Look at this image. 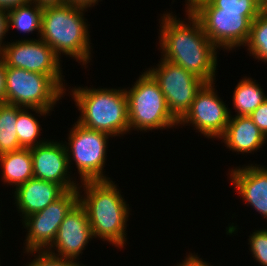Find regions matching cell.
<instances>
[{
	"mask_svg": "<svg viewBox=\"0 0 267 266\" xmlns=\"http://www.w3.org/2000/svg\"><path fill=\"white\" fill-rule=\"evenodd\" d=\"M186 12L190 24L172 13L161 17V57L188 70L205 83L215 82L217 47L204 33L201 23L191 12Z\"/></svg>",
	"mask_w": 267,
	"mask_h": 266,
	"instance_id": "6da1fadb",
	"label": "cell"
},
{
	"mask_svg": "<svg viewBox=\"0 0 267 266\" xmlns=\"http://www.w3.org/2000/svg\"><path fill=\"white\" fill-rule=\"evenodd\" d=\"M78 186L79 203L85 208L94 238H101L118 248L126 244L129 204L112 180L84 181ZM85 191L80 195V188ZM128 205V206H127Z\"/></svg>",
	"mask_w": 267,
	"mask_h": 266,
	"instance_id": "7a4b0ae2",
	"label": "cell"
},
{
	"mask_svg": "<svg viewBox=\"0 0 267 266\" xmlns=\"http://www.w3.org/2000/svg\"><path fill=\"white\" fill-rule=\"evenodd\" d=\"M86 9L69 3L43 8L39 37L58 57L61 53L69 55L82 65L91 57L88 24L83 17Z\"/></svg>",
	"mask_w": 267,
	"mask_h": 266,
	"instance_id": "3957f363",
	"label": "cell"
},
{
	"mask_svg": "<svg viewBox=\"0 0 267 266\" xmlns=\"http://www.w3.org/2000/svg\"><path fill=\"white\" fill-rule=\"evenodd\" d=\"M71 90L75 105L81 112L76 123L105 132L110 137L130 131L125 89L77 87Z\"/></svg>",
	"mask_w": 267,
	"mask_h": 266,
	"instance_id": "277c9868",
	"label": "cell"
},
{
	"mask_svg": "<svg viewBox=\"0 0 267 266\" xmlns=\"http://www.w3.org/2000/svg\"><path fill=\"white\" fill-rule=\"evenodd\" d=\"M128 100L130 130H156L178 126V120L168 109L158 82L145 71L130 90L125 89Z\"/></svg>",
	"mask_w": 267,
	"mask_h": 266,
	"instance_id": "5b68a950",
	"label": "cell"
},
{
	"mask_svg": "<svg viewBox=\"0 0 267 266\" xmlns=\"http://www.w3.org/2000/svg\"><path fill=\"white\" fill-rule=\"evenodd\" d=\"M64 91L50 76L6 67V103L52 111Z\"/></svg>",
	"mask_w": 267,
	"mask_h": 266,
	"instance_id": "8992f818",
	"label": "cell"
},
{
	"mask_svg": "<svg viewBox=\"0 0 267 266\" xmlns=\"http://www.w3.org/2000/svg\"><path fill=\"white\" fill-rule=\"evenodd\" d=\"M75 124V125H74ZM69 131V140L65 141L68 164L75 161L81 182L110 180L103 175L105 167L107 139L109 134L88 129L79 123H74Z\"/></svg>",
	"mask_w": 267,
	"mask_h": 266,
	"instance_id": "52a82bcc",
	"label": "cell"
},
{
	"mask_svg": "<svg viewBox=\"0 0 267 266\" xmlns=\"http://www.w3.org/2000/svg\"><path fill=\"white\" fill-rule=\"evenodd\" d=\"M189 12L217 48L228 51L247 43L252 22L241 12H220L209 0L197 3Z\"/></svg>",
	"mask_w": 267,
	"mask_h": 266,
	"instance_id": "ba28073f",
	"label": "cell"
},
{
	"mask_svg": "<svg viewBox=\"0 0 267 266\" xmlns=\"http://www.w3.org/2000/svg\"><path fill=\"white\" fill-rule=\"evenodd\" d=\"M5 67L25 69L50 76L64 91L60 58L40 38L8 42L0 53Z\"/></svg>",
	"mask_w": 267,
	"mask_h": 266,
	"instance_id": "9c48e42d",
	"label": "cell"
},
{
	"mask_svg": "<svg viewBox=\"0 0 267 266\" xmlns=\"http://www.w3.org/2000/svg\"><path fill=\"white\" fill-rule=\"evenodd\" d=\"M157 66L147 71L158 82L169 111L179 120L189 109L196 93L205 82L188 70L163 58Z\"/></svg>",
	"mask_w": 267,
	"mask_h": 266,
	"instance_id": "30bf717a",
	"label": "cell"
},
{
	"mask_svg": "<svg viewBox=\"0 0 267 266\" xmlns=\"http://www.w3.org/2000/svg\"><path fill=\"white\" fill-rule=\"evenodd\" d=\"M78 196V189L68 190L43 210L23 219L24 228L29 230L24 243L25 252L46 251L53 244L60 224L78 202Z\"/></svg>",
	"mask_w": 267,
	"mask_h": 266,
	"instance_id": "8fae6325",
	"label": "cell"
},
{
	"mask_svg": "<svg viewBox=\"0 0 267 266\" xmlns=\"http://www.w3.org/2000/svg\"><path fill=\"white\" fill-rule=\"evenodd\" d=\"M215 83H205L196 93L186 113L178 120V125L192 124L195 130L206 138H220L226 131L230 119V109L216 95Z\"/></svg>",
	"mask_w": 267,
	"mask_h": 266,
	"instance_id": "7c38bea8",
	"label": "cell"
},
{
	"mask_svg": "<svg viewBox=\"0 0 267 266\" xmlns=\"http://www.w3.org/2000/svg\"><path fill=\"white\" fill-rule=\"evenodd\" d=\"M92 238L94 236L86 210L78 201L65 215L53 244L46 251L61 258L76 260ZM53 248L57 254L51 250Z\"/></svg>",
	"mask_w": 267,
	"mask_h": 266,
	"instance_id": "4fadbf2b",
	"label": "cell"
},
{
	"mask_svg": "<svg viewBox=\"0 0 267 266\" xmlns=\"http://www.w3.org/2000/svg\"><path fill=\"white\" fill-rule=\"evenodd\" d=\"M34 178L51 181L61 185L66 191L78 189L79 183L71 181V168L65 144L47 140L45 143L30 148ZM69 175V176H68Z\"/></svg>",
	"mask_w": 267,
	"mask_h": 266,
	"instance_id": "5bb4252c",
	"label": "cell"
},
{
	"mask_svg": "<svg viewBox=\"0 0 267 266\" xmlns=\"http://www.w3.org/2000/svg\"><path fill=\"white\" fill-rule=\"evenodd\" d=\"M236 168L229 173L234 188L245 204H250L267 219V168L257 164Z\"/></svg>",
	"mask_w": 267,
	"mask_h": 266,
	"instance_id": "9a60e30c",
	"label": "cell"
},
{
	"mask_svg": "<svg viewBox=\"0 0 267 266\" xmlns=\"http://www.w3.org/2000/svg\"><path fill=\"white\" fill-rule=\"evenodd\" d=\"M15 203L22 219L46 208L60 198L66 190L59 184L31 178L15 188Z\"/></svg>",
	"mask_w": 267,
	"mask_h": 266,
	"instance_id": "2e32d148",
	"label": "cell"
},
{
	"mask_svg": "<svg viewBox=\"0 0 267 266\" xmlns=\"http://www.w3.org/2000/svg\"><path fill=\"white\" fill-rule=\"evenodd\" d=\"M219 139H223L228 149L244 154L256 152L267 138L249 116H230L226 131Z\"/></svg>",
	"mask_w": 267,
	"mask_h": 266,
	"instance_id": "e0dca14e",
	"label": "cell"
},
{
	"mask_svg": "<svg viewBox=\"0 0 267 266\" xmlns=\"http://www.w3.org/2000/svg\"><path fill=\"white\" fill-rule=\"evenodd\" d=\"M2 180L16 188L34 177L32 155L29 148L8 152L0 155Z\"/></svg>",
	"mask_w": 267,
	"mask_h": 266,
	"instance_id": "ac0fdd59",
	"label": "cell"
},
{
	"mask_svg": "<svg viewBox=\"0 0 267 266\" xmlns=\"http://www.w3.org/2000/svg\"><path fill=\"white\" fill-rule=\"evenodd\" d=\"M263 91L252 78H243L238 82L232 97V103L237 112L235 116H250L267 99Z\"/></svg>",
	"mask_w": 267,
	"mask_h": 266,
	"instance_id": "d6986e66",
	"label": "cell"
},
{
	"mask_svg": "<svg viewBox=\"0 0 267 266\" xmlns=\"http://www.w3.org/2000/svg\"><path fill=\"white\" fill-rule=\"evenodd\" d=\"M28 109L36 112L37 114H40L41 116L48 114L49 111L39 108H24L18 106V120L16 123L17 137L22 148L30 149L37 145L45 143L46 140L42 139L40 141L39 136L41 133V125L39 124V121L34 117V114L32 116V113L28 112ZM37 138L39 140H37Z\"/></svg>",
	"mask_w": 267,
	"mask_h": 266,
	"instance_id": "ffe728a7",
	"label": "cell"
},
{
	"mask_svg": "<svg viewBox=\"0 0 267 266\" xmlns=\"http://www.w3.org/2000/svg\"><path fill=\"white\" fill-rule=\"evenodd\" d=\"M18 106L0 103V155L21 149L16 131Z\"/></svg>",
	"mask_w": 267,
	"mask_h": 266,
	"instance_id": "44dd1931",
	"label": "cell"
},
{
	"mask_svg": "<svg viewBox=\"0 0 267 266\" xmlns=\"http://www.w3.org/2000/svg\"><path fill=\"white\" fill-rule=\"evenodd\" d=\"M42 11L43 8L32 2L10 9L7 11L8 29H11L13 26V28H16L21 33L28 34L37 30L40 36Z\"/></svg>",
	"mask_w": 267,
	"mask_h": 266,
	"instance_id": "7402d4cb",
	"label": "cell"
},
{
	"mask_svg": "<svg viewBox=\"0 0 267 266\" xmlns=\"http://www.w3.org/2000/svg\"><path fill=\"white\" fill-rule=\"evenodd\" d=\"M245 46L255 59L267 62V12L261 11L252 21Z\"/></svg>",
	"mask_w": 267,
	"mask_h": 266,
	"instance_id": "603a6c76",
	"label": "cell"
},
{
	"mask_svg": "<svg viewBox=\"0 0 267 266\" xmlns=\"http://www.w3.org/2000/svg\"><path fill=\"white\" fill-rule=\"evenodd\" d=\"M220 12H241L251 22L261 12L260 0H209Z\"/></svg>",
	"mask_w": 267,
	"mask_h": 266,
	"instance_id": "cb8c5ba5",
	"label": "cell"
},
{
	"mask_svg": "<svg viewBox=\"0 0 267 266\" xmlns=\"http://www.w3.org/2000/svg\"><path fill=\"white\" fill-rule=\"evenodd\" d=\"M250 252L261 266H267V229L256 230L249 236Z\"/></svg>",
	"mask_w": 267,
	"mask_h": 266,
	"instance_id": "d4e9b609",
	"label": "cell"
},
{
	"mask_svg": "<svg viewBox=\"0 0 267 266\" xmlns=\"http://www.w3.org/2000/svg\"><path fill=\"white\" fill-rule=\"evenodd\" d=\"M26 253H30L32 256L37 253L36 257L34 255L35 259L26 266H81L75 259L61 258L47 251H27ZM82 266L85 265L82 264Z\"/></svg>",
	"mask_w": 267,
	"mask_h": 266,
	"instance_id": "484cf974",
	"label": "cell"
},
{
	"mask_svg": "<svg viewBox=\"0 0 267 266\" xmlns=\"http://www.w3.org/2000/svg\"><path fill=\"white\" fill-rule=\"evenodd\" d=\"M249 117L267 138V99L260 104Z\"/></svg>",
	"mask_w": 267,
	"mask_h": 266,
	"instance_id": "4316f807",
	"label": "cell"
},
{
	"mask_svg": "<svg viewBox=\"0 0 267 266\" xmlns=\"http://www.w3.org/2000/svg\"><path fill=\"white\" fill-rule=\"evenodd\" d=\"M8 31L9 29L7 11L0 9V53L3 50V47L6 45L3 43V39Z\"/></svg>",
	"mask_w": 267,
	"mask_h": 266,
	"instance_id": "83f0119b",
	"label": "cell"
},
{
	"mask_svg": "<svg viewBox=\"0 0 267 266\" xmlns=\"http://www.w3.org/2000/svg\"><path fill=\"white\" fill-rule=\"evenodd\" d=\"M0 103H6V67L0 55Z\"/></svg>",
	"mask_w": 267,
	"mask_h": 266,
	"instance_id": "f1b7e54d",
	"label": "cell"
},
{
	"mask_svg": "<svg viewBox=\"0 0 267 266\" xmlns=\"http://www.w3.org/2000/svg\"><path fill=\"white\" fill-rule=\"evenodd\" d=\"M177 266H211L208 262L202 261L196 254H188L184 261ZM213 266V265H212Z\"/></svg>",
	"mask_w": 267,
	"mask_h": 266,
	"instance_id": "f546056e",
	"label": "cell"
},
{
	"mask_svg": "<svg viewBox=\"0 0 267 266\" xmlns=\"http://www.w3.org/2000/svg\"><path fill=\"white\" fill-rule=\"evenodd\" d=\"M30 2L31 0H0V9L9 11L10 9L26 5Z\"/></svg>",
	"mask_w": 267,
	"mask_h": 266,
	"instance_id": "4dcf8cb0",
	"label": "cell"
},
{
	"mask_svg": "<svg viewBox=\"0 0 267 266\" xmlns=\"http://www.w3.org/2000/svg\"><path fill=\"white\" fill-rule=\"evenodd\" d=\"M31 2L41 8L65 4V0H31Z\"/></svg>",
	"mask_w": 267,
	"mask_h": 266,
	"instance_id": "1f68e13d",
	"label": "cell"
},
{
	"mask_svg": "<svg viewBox=\"0 0 267 266\" xmlns=\"http://www.w3.org/2000/svg\"><path fill=\"white\" fill-rule=\"evenodd\" d=\"M99 0H65V3H69L72 5H77L81 7L89 8L92 5L94 6Z\"/></svg>",
	"mask_w": 267,
	"mask_h": 266,
	"instance_id": "d6a6232c",
	"label": "cell"
},
{
	"mask_svg": "<svg viewBox=\"0 0 267 266\" xmlns=\"http://www.w3.org/2000/svg\"><path fill=\"white\" fill-rule=\"evenodd\" d=\"M205 1H208V0H187V4L185 5L186 6V11H190L197 3H200V2H205Z\"/></svg>",
	"mask_w": 267,
	"mask_h": 266,
	"instance_id": "836d02e7",
	"label": "cell"
},
{
	"mask_svg": "<svg viewBox=\"0 0 267 266\" xmlns=\"http://www.w3.org/2000/svg\"><path fill=\"white\" fill-rule=\"evenodd\" d=\"M261 11L267 12V0H260Z\"/></svg>",
	"mask_w": 267,
	"mask_h": 266,
	"instance_id": "e575fe53",
	"label": "cell"
}]
</instances>
